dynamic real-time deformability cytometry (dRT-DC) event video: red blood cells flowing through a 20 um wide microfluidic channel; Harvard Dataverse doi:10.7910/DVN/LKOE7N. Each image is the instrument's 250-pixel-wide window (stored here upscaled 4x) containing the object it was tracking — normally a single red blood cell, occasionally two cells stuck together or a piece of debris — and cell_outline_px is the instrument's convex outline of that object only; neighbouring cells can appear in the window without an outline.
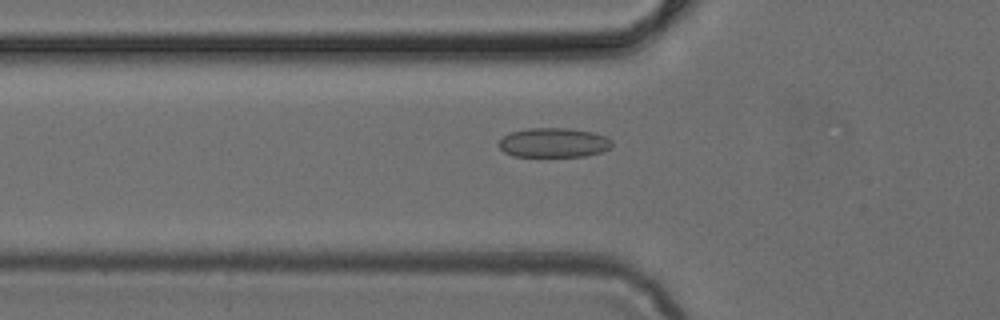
{"species": "common noctule bat (a hibernating species)", "species_latin": "Nyctalus noctula", "temperature_condition": "cold", "stored_images_in_passage": 41, "camera_frame_rate_fps": 3000, "um_per_image_px": 0.085, "animal": {"sex": "female", "body_mass_g": 24.6, "forearm_length_mm": 56.2}, "frame": {"image": 1, "passage_image": 9, "time_ms": 2.667, "image_size_px": [1000, 320], "cell_outline_px": [[612, 148], [600, 152], [584, 156], [512, 156], [504, 152], [496, 144], [504, 136], [512, 132], [528, 128], [568, 128], [592, 132], [604, 136], [612, 140]], "centroid_in_image_um": [47.05, 12.13], "position_along_channel_um": 78.7, "area_um2": 19.42}}
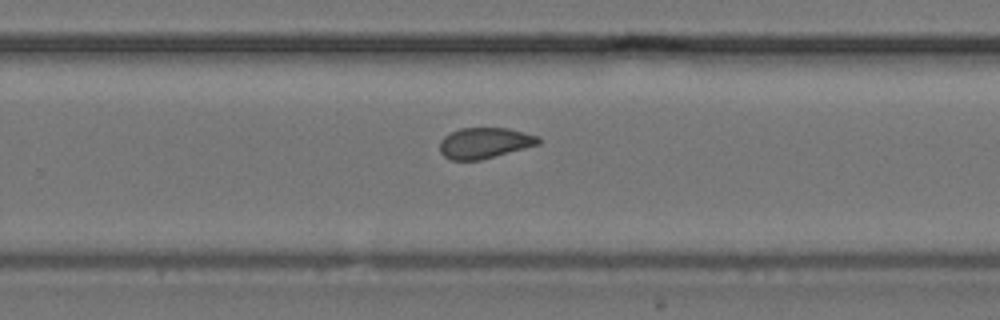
{"frame": {"image": 2, "passage_image": 24, "time_ms": 7.667, "image_size_px": [1000, 320], "cell_outline_px": [[540, 144], [480, 160], [452, 160], [444, 156], [440, 152], [440, 140], [444, 136], [460, 128], [508, 128], [540, 136]], "centroid_in_image_um": [41.2, 12.15], "position_along_channel_um": 288.6, "area_um2": 17.69}}
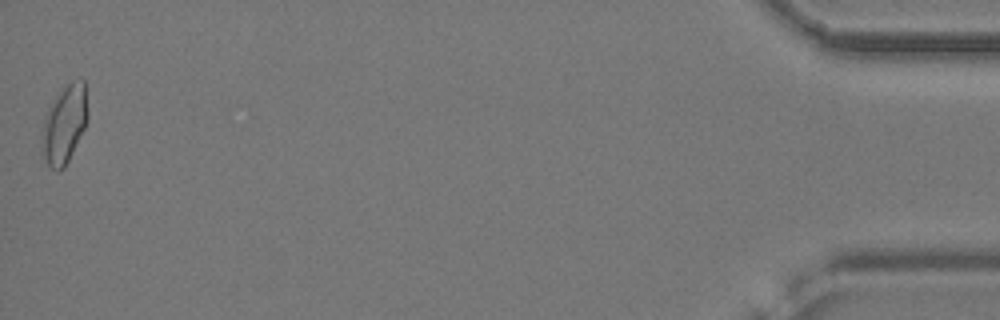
{"frame": {"image": 3, "passage_image": 41, "time_ms": 13.333, "image_size_px": [1000, 320], "cell_outline_px": [[88, 120], [64, 168], [60, 172], [56, 172], [48, 164], [44, 156], [44, 116], [52, 100], [72, 80], [84, 80], [88, 112]], "centroid_in_image_um": [5.51, 10.54], "position_along_channel_um": 429.7, "area_um2": 20.23}}